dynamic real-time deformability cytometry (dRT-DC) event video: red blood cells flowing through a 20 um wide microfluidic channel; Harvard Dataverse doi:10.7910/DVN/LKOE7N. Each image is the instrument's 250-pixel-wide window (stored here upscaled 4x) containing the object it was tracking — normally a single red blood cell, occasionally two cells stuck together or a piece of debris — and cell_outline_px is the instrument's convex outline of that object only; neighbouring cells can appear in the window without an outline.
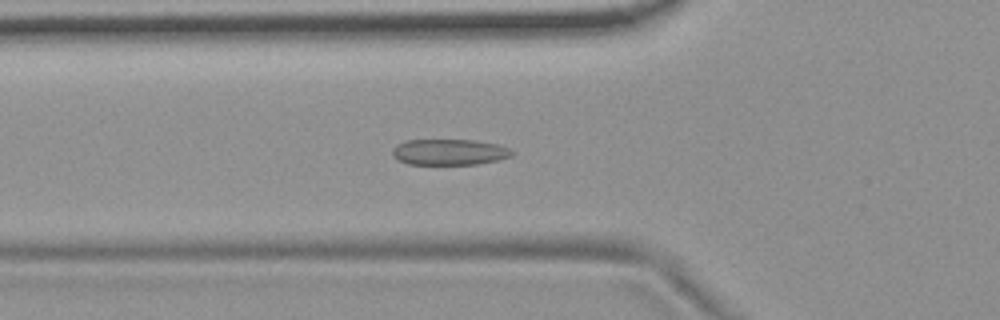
{"species": "common noctule bat (a hibernating species)", "species_latin": "Nyctalus noctula", "temperature_condition": "room temperature", "stored_images_in_passage": 50, "camera_frame_rate_fps": 3000, "um_per_image_px": 0.085, "animal": {"sex": "female", "body_mass_g": 19.9}, "frame": {"image": 1, "passage_image": 18, "time_ms": 5.667, "image_size_px": [1000, 320], "cell_outline_px": [[516, 152], [512, 156], [496, 160], [476, 164], [408, 164], [396, 160], [392, 156], [392, 148], [396, 144], [408, 140], [476, 140], [496, 144], [508, 148]], "centroid_in_image_um": [38.16, 12.92], "position_along_channel_um": 87.6, "area_um2": 18.15}}
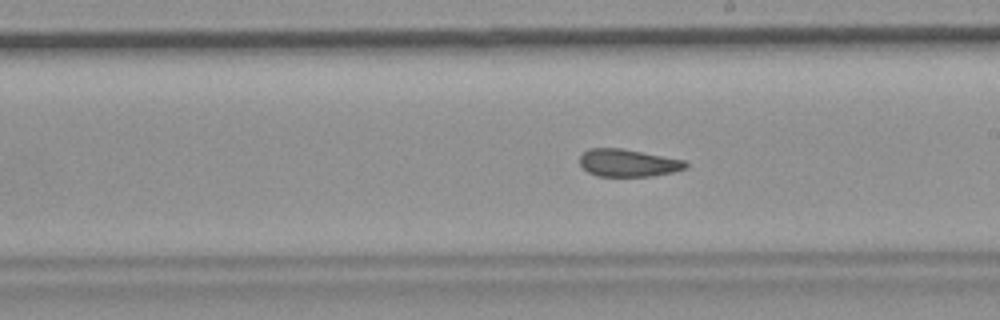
{"frame": {"image": 2, "passage_image": 30, "time_ms": 9.667, "image_size_px": [1000, 320], "cell_outline_px": [[688, 168], [672, 172], [652, 176], [596, 176], [588, 172], [580, 164], [580, 156], [588, 148], [624, 148], [684, 160], [688, 164]], "centroid_in_image_um": [53.39, 13.84], "position_along_channel_um": 235.6, "area_um2": 17.05}}
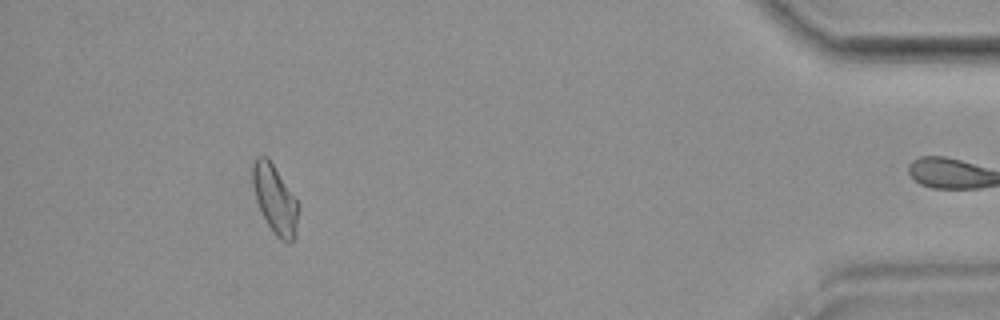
{"frame": {"image": 3, "passage_image": 49, "time_ms": 16.0, "image_size_px": [1000, 320], "cell_outline_px": [[300, 204], [296, 236], [288, 244], [280, 240], [276, 236], [268, 224], [256, 200], [252, 184], [252, 164], [256, 156], [264, 156], [272, 164]], "centroid_in_image_um": [23.39, 16.98], "position_along_channel_um": 411.8, "area_um2": 18.21}, "authors_computed_cell_mechanics": {"area_um2": 18.207, "velocity_mm_per_s": 3.7006, "shape_relaxation_time_tau1_ms": null, "shape_relaxation_time_tau2_ms": 2.2726, "deformation_change_tau1": null, "deformation_change_tau2": 0.0924}}